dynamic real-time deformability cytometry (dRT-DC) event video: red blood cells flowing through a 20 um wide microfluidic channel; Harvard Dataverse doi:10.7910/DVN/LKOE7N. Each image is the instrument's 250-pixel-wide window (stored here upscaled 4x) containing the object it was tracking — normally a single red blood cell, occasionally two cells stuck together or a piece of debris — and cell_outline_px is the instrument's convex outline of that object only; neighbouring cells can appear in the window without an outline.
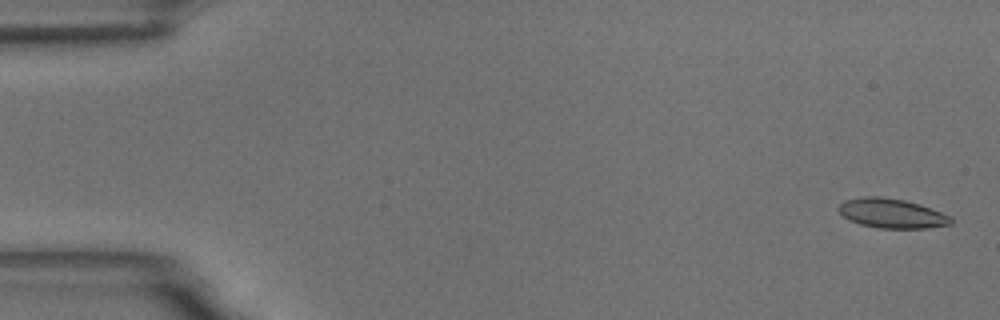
{"species": "common noctule bat (a hibernating species)", "species_latin": "Nyctalus noctula", "temperature_condition": "room temperature", "stored_images_in_passage": 59, "camera_frame_rate_fps": 3000, "um_per_image_px": 0.085, "animal": {"sex": "male", "body_mass_g": 18.8}, "frame": {"image": 1, "passage_image": 2, "time_ms": 0.333, "image_size_px": [1000, 320], "cell_outline_px": [[952, 224], [928, 228], [880, 228], [860, 224], [848, 220], [836, 208], [844, 200], [860, 196], [880, 196], [904, 200], [920, 204], [952, 216]], "centroid_in_image_um": [75.79, 18.13], "position_along_channel_um": 9.2, "area_um2": 19.48}}
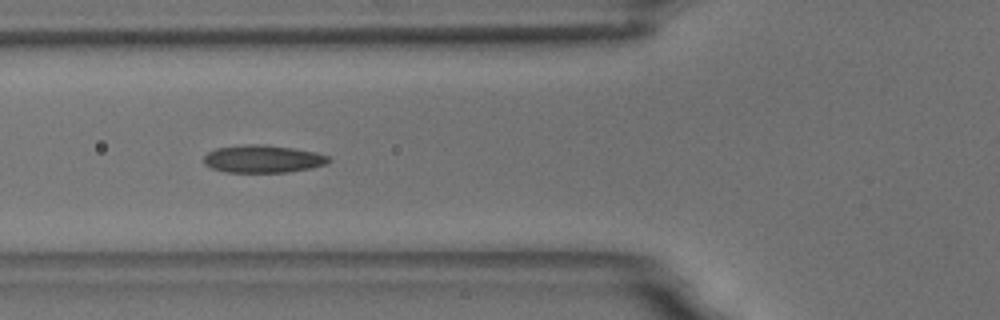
{"frame": {"image": 2, "passage_image": 22, "time_ms": 7.0, "image_size_px": [1000, 320], "cell_outline_px": [[332, 160], [328, 164], [312, 168], [288, 172], [224, 172], [212, 168], [204, 164], [204, 156], [208, 152], [216, 148], [244, 144], [264, 144], [296, 148], [316, 152], [328, 156]], "centroid_in_image_um": [22.38, 13.5], "position_along_channel_um": 103.4, "area_um2": 20.4}}
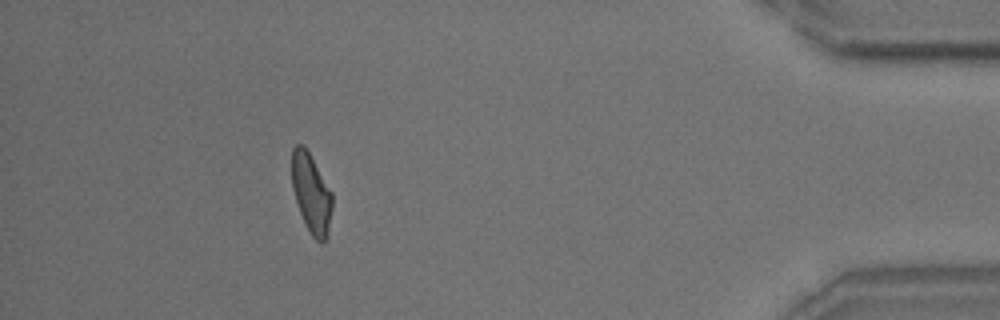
{"frame": {"image": 3, "passage_image": 53, "time_ms": 17.333, "image_size_px": [1000, 320], "cell_outline_px": [[332, 208], [328, 236], [324, 244], [320, 244], [312, 236], [304, 224], [292, 188], [292, 148], [296, 144], [304, 144], [332, 192]], "centroid_in_image_um": [26.47, 16.47], "position_along_channel_um": 408.7, "area_um2": 18.9}, "authors_computed_cell_mechanics": {"area_um2": 19.4786, "velocity_mm_per_s": 3.4732, "shape_relaxation_time_tau1_ms": 8.4648, "shape_relaxation_time_tau2_ms": 1.5128, "deformation_change_tau1": 0.1685, "deformation_change_tau2": 0.0704}}